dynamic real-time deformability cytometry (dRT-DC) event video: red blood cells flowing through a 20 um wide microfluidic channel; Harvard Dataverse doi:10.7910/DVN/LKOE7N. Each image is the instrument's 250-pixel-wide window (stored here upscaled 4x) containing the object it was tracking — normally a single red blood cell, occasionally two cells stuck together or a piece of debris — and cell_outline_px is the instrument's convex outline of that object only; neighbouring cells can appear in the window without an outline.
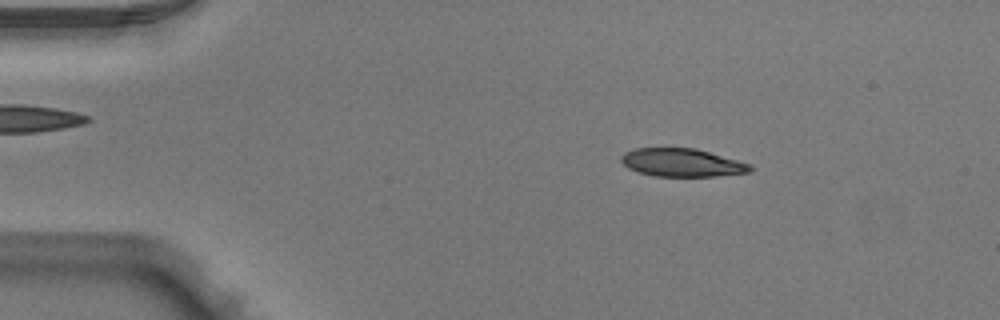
{"species": "Egyptian fruit bat (a non-hibernating species)", "species_latin": "Rousettus aegyptiacus", "temperature_condition": "warm", "stored_images_in_passage": 3, "camera_frame_rate_fps": 3000, "um_per_image_px": 0.085, "animal": {"sex": "male"}, "frame": {"image": 1, "passage_image": 1, "time_ms": 0.0, "image_size_px": [1000, 320], "cell_outline_px": [[752, 172], [716, 176], [652, 176], [628, 168], [620, 160], [620, 156], [624, 152], [636, 148], [696, 148], [752, 164]], "centroid_in_image_um": [57.98, 13.82], "position_along_channel_um": 27.0, "area_um2": 21.21}}
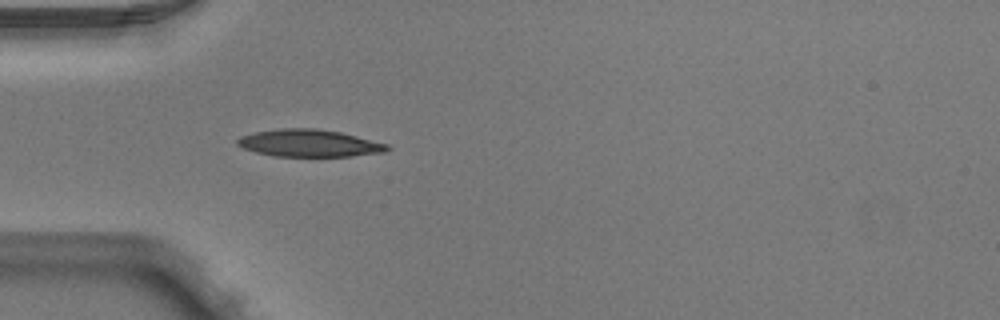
{"frame": {"image": 2, "passage_image": 3, "time_ms": 0.667, "image_size_px": [1000, 320], "cell_outline_px": [[392, 148], [384, 152], [348, 156], [276, 156], [256, 152], [244, 148], [236, 144], [236, 140], [240, 136], [256, 132], [280, 128], [316, 128], [340, 132], [388, 144]], "centroid_in_image_um": [26.28, 12.16], "position_along_channel_um": 58.7, "area_um2": 23.64}}